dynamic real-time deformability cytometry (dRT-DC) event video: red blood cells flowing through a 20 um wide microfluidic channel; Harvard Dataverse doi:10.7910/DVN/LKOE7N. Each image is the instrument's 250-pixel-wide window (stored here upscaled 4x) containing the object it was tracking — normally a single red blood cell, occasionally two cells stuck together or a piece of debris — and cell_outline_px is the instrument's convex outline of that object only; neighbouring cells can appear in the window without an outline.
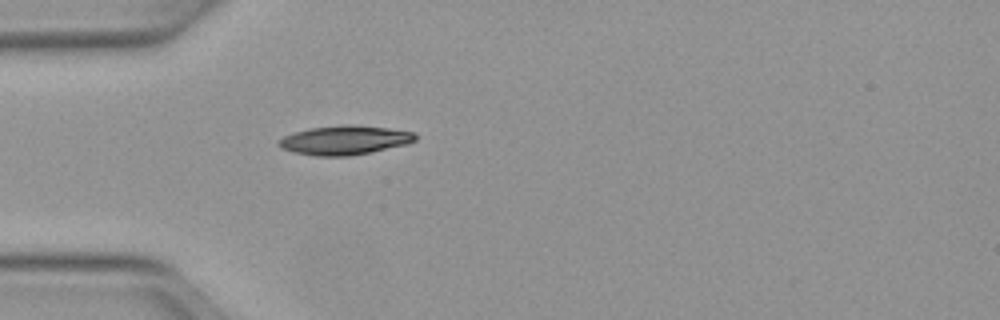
{"species": "Egyptian fruit bat (a non-hibernating species)", "species_latin": "Rousettus aegyptiacus", "temperature_condition": "warm", "stored_images_in_passage": 37, "camera_frame_rate_fps": 3000, "um_per_image_px": 0.085, "animal": {"sex": "female"}, "frame": {"image": 1, "passage_image": 1, "time_ms": 0.0, "image_size_px": [1000, 320], "cell_outline_px": [[416, 140], [408, 144], [372, 152], [348, 156], [316, 156], [296, 152], [280, 148], [276, 144], [284, 136], [308, 128], [348, 124], [352, 124], [388, 128], [412, 132], [416, 136]], "centroid_in_image_um": [29.3, 11.91], "position_along_channel_um": 55.7, "area_um2": 23.12}}
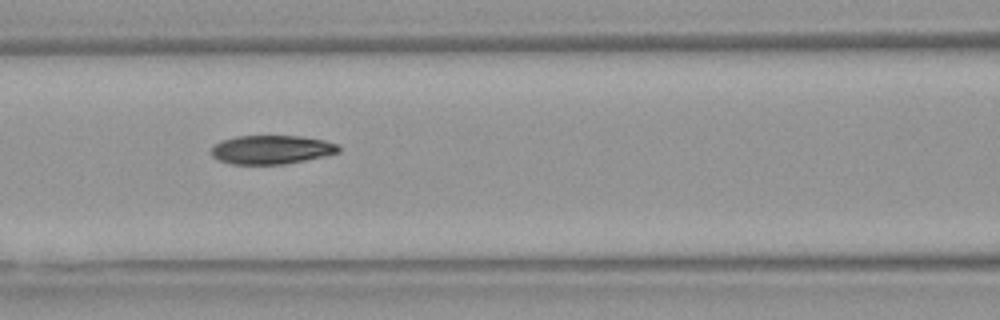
{"frame": {"image": 2, "passage_image": 8, "time_ms": 2.333, "image_size_px": [1000, 320], "cell_outline_px": [[340, 152], [324, 156], [284, 164], [232, 164], [216, 160], [208, 152], [220, 140], [236, 136], [300, 136], [324, 140], [336, 144], [340, 148]], "centroid_in_image_um": [23.02, 12.72], "position_along_channel_um": 143.6, "area_um2": 21.44}}
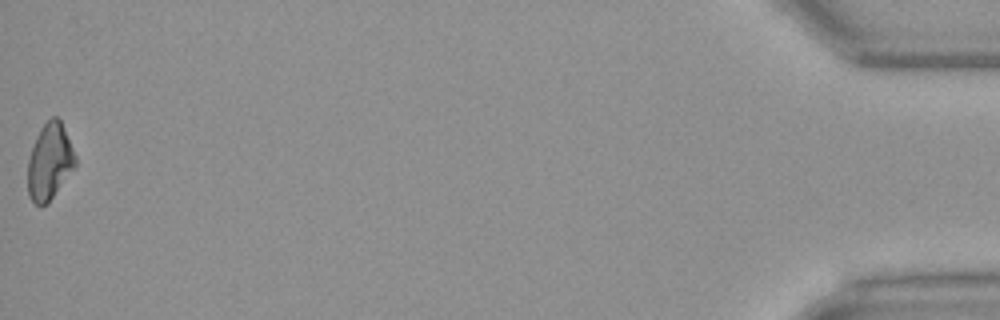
{"frame": {"image": 3, "passage_image": 37, "time_ms": 12.0, "image_size_px": [1000, 320], "cell_outline_px": [[76, 164], [48, 204], [36, 204], [28, 196], [28, 160], [36, 136], [40, 128], [52, 116], [56, 116], [60, 120], [76, 156]], "centroid_in_image_um": [4.21, 13.74], "position_along_channel_um": 431.0, "area_um2": 20.81}, "authors_computed_cell_mechanics": {"area_um2": 21.964, "velocity_mm_per_s": 4.0078, "shape_relaxation_time_tau1_ms": 8.3316, "shape_relaxation_time_tau2_ms": 4.8738, "deformation_change_tau1": 0.2241, "deformation_change_tau2": 0.0943}}